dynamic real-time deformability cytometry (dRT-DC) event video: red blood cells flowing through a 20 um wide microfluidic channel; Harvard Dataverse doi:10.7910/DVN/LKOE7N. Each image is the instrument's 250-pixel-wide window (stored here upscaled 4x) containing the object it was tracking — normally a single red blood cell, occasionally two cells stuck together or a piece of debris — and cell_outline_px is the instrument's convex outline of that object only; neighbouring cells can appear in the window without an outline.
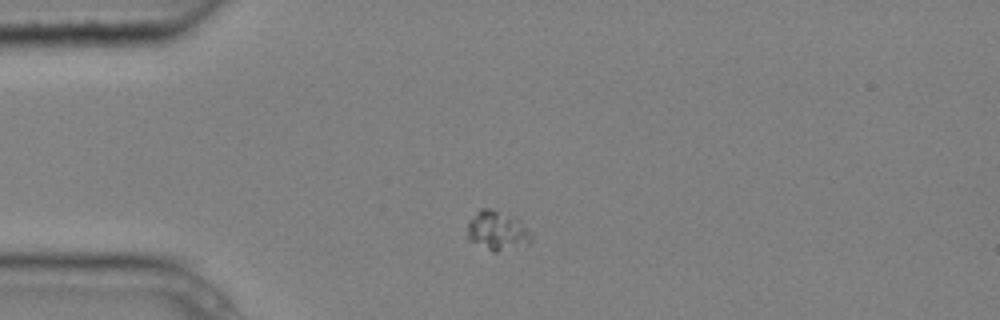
{"species": "common noctule bat (a hibernating species)", "species_latin": "Nyctalus noctula", "temperature_condition": "cold", "stored_images_in_passage": 1, "camera_frame_rate_fps": 3000, "um_per_image_px": 0.085, "animal": {"sex": "male", "body_mass_g": 20.4}, "frame": {"image": 1, "passage_image": 1, "time_ms": 0.0, "image_size_px": [1000, 320], "cell_outline_px": [[532, 240], [528, 244], [496, 252], [492, 252], [468, 240], [468, 220], [480, 208], [492, 208], [516, 216], [532, 232]], "centroid_in_image_um": [42.29, 19.58], "position_along_channel_um": 42.7, "area_um2": 15.03}}